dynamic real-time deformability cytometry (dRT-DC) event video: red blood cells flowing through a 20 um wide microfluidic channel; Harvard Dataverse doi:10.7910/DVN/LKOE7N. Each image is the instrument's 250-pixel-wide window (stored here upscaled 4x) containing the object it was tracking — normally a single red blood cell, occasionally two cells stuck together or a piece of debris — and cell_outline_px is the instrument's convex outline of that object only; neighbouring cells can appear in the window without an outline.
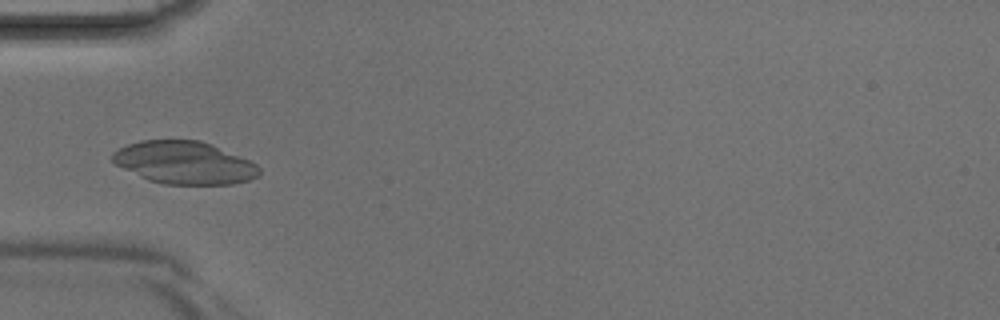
{"species": "Egyptian fruit bat (a non-hibernating species)", "species_latin": "Rousettus aegyptiacus", "temperature_condition": "room temperature", "stored_images_in_passage": 5, "camera_frame_rate_fps": 3000, "um_per_image_px": 0.085, "animal": {"sex": "male"}, "frame": {"image": 1, "passage_image": 4, "time_ms": 1.0, "image_size_px": [1000, 320], "cell_outline_px": [[260, 176], [248, 180], [232, 184], [164, 184], [148, 180], [116, 164], [112, 160], [112, 152], [128, 144], [140, 140], [200, 140], [212, 144], [248, 160], [256, 164], [260, 168]], "centroid_in_image_um": [15.68, 13.82], "position_along_channel_um": 69.3, "area_um2": 36.24}}